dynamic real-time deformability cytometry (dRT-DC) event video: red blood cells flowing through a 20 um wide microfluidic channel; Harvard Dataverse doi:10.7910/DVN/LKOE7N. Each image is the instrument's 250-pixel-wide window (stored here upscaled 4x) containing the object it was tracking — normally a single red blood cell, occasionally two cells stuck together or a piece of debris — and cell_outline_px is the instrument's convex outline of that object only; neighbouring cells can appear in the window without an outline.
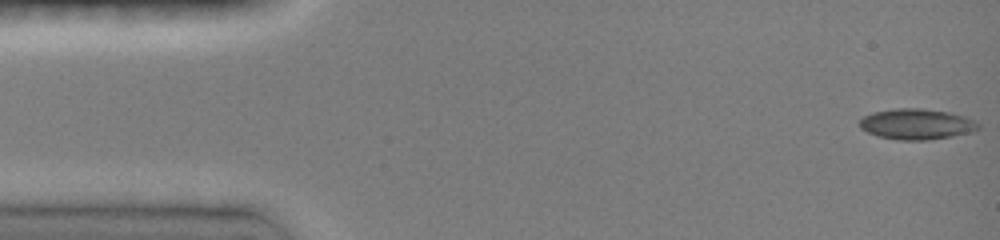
{"species": "common noctule bat (a hibernating species)", "species_latin": "Nyctalus noctula", "temperature_condition": "room temperature", "stored_images_in_passage": 46, "camera_frame_rate_fps": 3000, "um_per_image_px": 0.085, "animal": {"sex": "female", "body_mass_g": 19.0, "forearm_length_mm": 51.5}, "frame": {"image": 1, "passage_image": 1, "time_ms": 0.0, "image_size_px": [1000, 240], "cell_outline_px": [[980, 128], [968, 132], [952, 136], [924, 140], [900, 140], [880, 136], [868, 132], [860, 128], [860, 120], [864, 116], [872, 112], [896, 108], [924, 108], [948, 112], [964, 116], [976, 120], [980, 124]], "centroid_in_image_um": [77.92, 10.53], "position_along_channel_um": 7.1, "area_um2": 21.1}}
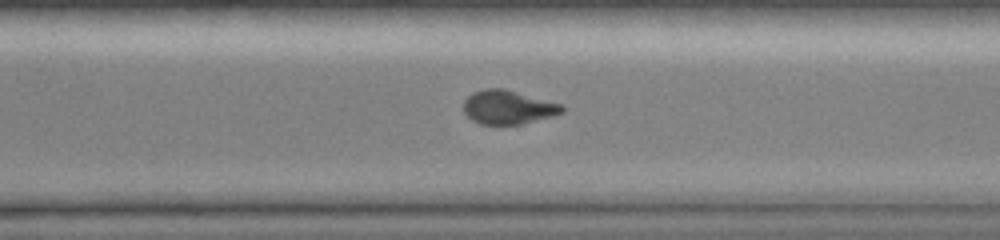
{"frame": {"image": 2, "passage_image": 33, "time_ms": 10.667, "image_size_px": [1000, 240], "cell_outline_px": [[564, 112], [552, 116], [520, 124], [480, 124], [472, 120], [464, 112], [464, 100], [472, 92], [484, 88], [504, 88], [560, 104], [564, 108]], "centroid_in_image_um": [43.15, 9.1], "position_along_channel_um": 327.5, "area_um2": 19.25}}
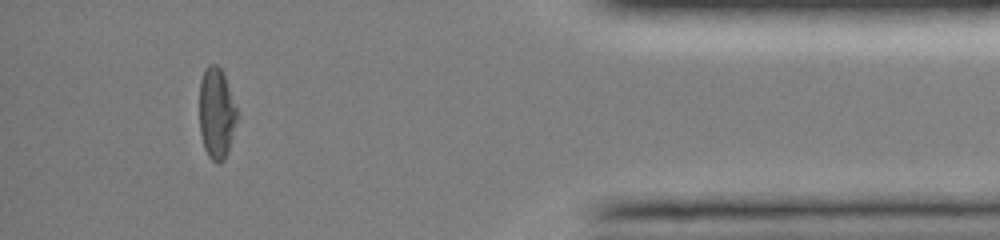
{"frame": {"image": 3, "passage_image": 42, "time_ms": 13.667, "image_size_px": [1000, 240], "cell_outline_px": [[236, 120], [228, 152], [224, 160], [220, 164], [216, 164], [208, 156], [204, 148], [200, 132], [200, 80], [204, 68], [208, 64], [216, 64], [220, 68], [224, 76], [236, 108]], "centroid_in_image_um": [18.37, 9.65], "position_along_channel_um": 416.8, "area_um2": 19.77}, "authors_computed_cell_mechanics": {"area_um2": 20.3456, "velocity_mm_per_s": 4.1358, "shape_relaxation_time_tau1_ms": 11.1721, "shape_relaxation_time_tau2_ms": 2.5486, "deformation_change_tau1": 0.2788, "deformation_change_tau2": 0.0647}}